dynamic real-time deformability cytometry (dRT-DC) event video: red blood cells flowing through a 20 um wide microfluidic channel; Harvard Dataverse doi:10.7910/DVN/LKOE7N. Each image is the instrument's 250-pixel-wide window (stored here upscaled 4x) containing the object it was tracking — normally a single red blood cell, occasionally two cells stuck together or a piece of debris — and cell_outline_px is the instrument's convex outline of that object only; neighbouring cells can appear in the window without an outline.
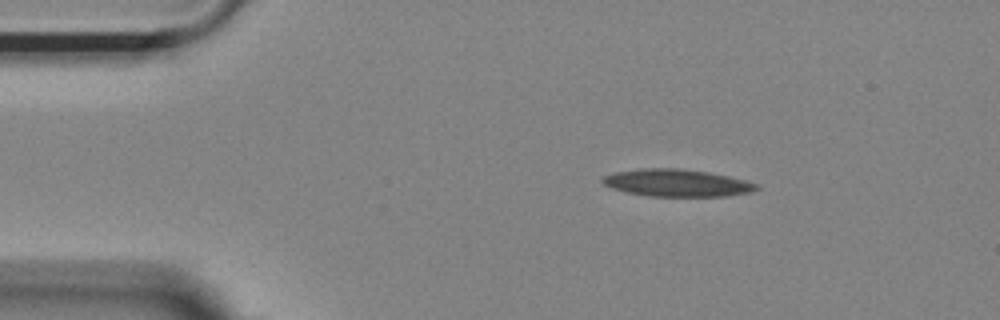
{"species": "Egyptian fruit bat (a non-hibernating species)", "species_latin": "Rousettus aegyptiacus", "temperature_condition": "room temperature", "stored_images_in_passage": 31, "camera_frame_rate_fps": 3000, "um_per_image_px": 0.085, "animal": {"sex": "female"}, "frame": {"image": 1, "passage_image": 1, "time_ms": 0.0, "image_size_px": [1000, 320], "cell_outline_px": [[760, 188], [752, 192], [728, 196], [648, 196], [628, 192], [612, 188], [604, 184], [600, 180], [604, 176], [616, 172], [640, 168], [680, 168], [708, 172], [728, 176], [760, 184]], "centroid_in_image_um": [57.57, 15.54], "position_along_channel_um": 27.4, "area_um2": 24.51}}
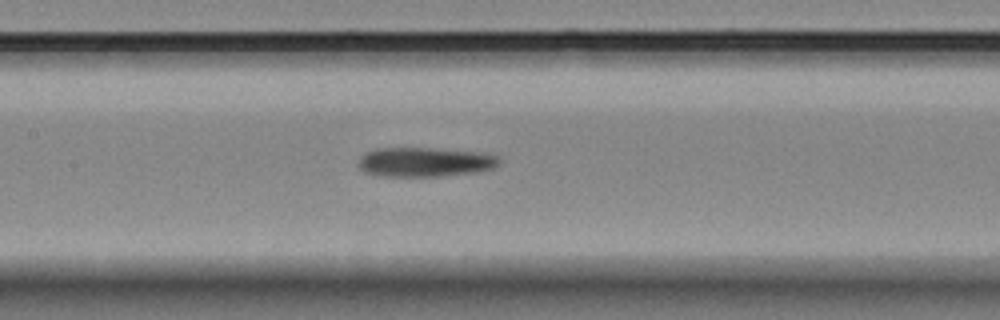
{"frame": {"image": 2, "passage_image": 17, "time_ms": 5.333, "image_size_px": [1000, 320], "cell_outline_px": [[500, 164], [492, 168], [472, 172], [440, 176], [380, 176], [364, 172], [356, 164], [360, 156], [364, 152], [376, 148], [432, 148], [484, 152], [500, 156]], "centroid_in_image_um": [36.08, 13.76], "position_along_channel_um": 171.3, "area_um2": 24.39}}
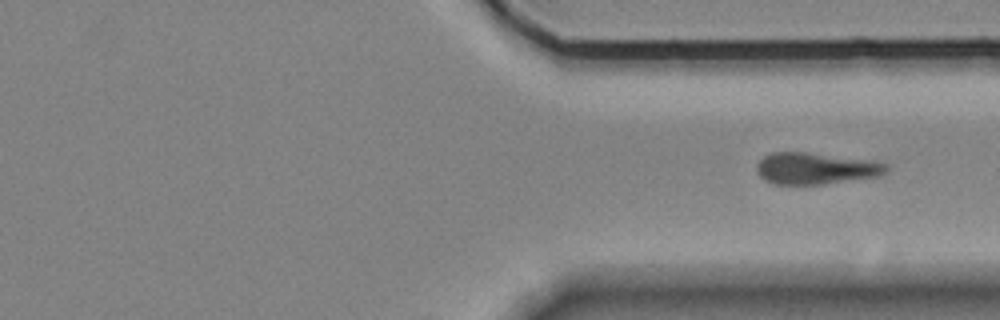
{"frame": {"image": 3, "passage_image": 31, "time_ms": 10.0, "image_size_px": [1000, 320], "cell_outline_px": [[888, 172], [880, 176], [824, 184], [772, 184], [764, 180], [756, 172], [756, 164], [764, 156], [772, 152], [804, 152], [872, 160], [888, 164]], "centroid_in_image_um": [69.34, 14.32], "position_along_channel_um": 342.1, "area_um2": 24.04}}